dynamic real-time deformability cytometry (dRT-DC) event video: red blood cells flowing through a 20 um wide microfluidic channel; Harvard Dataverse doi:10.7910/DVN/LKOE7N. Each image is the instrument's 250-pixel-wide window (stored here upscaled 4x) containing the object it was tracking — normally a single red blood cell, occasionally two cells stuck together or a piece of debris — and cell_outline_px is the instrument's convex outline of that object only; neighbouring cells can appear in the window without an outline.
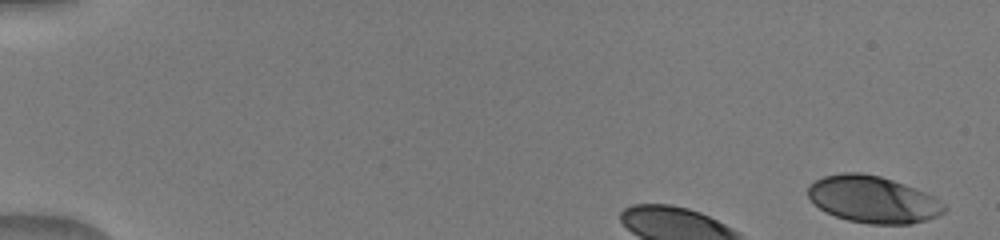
{"species": "human", "species_latin": "Homo sapiens", "temperature_condition": "warm", "stored_images_in_passage": 8, "camera_frame_rate_fps": 3000, "um_per_image_px": 0.085, "donor": {"sex": "male"}, "frame": {"image": 1, "passage_image": 1, "time_ms": 0.0, "image_size_px": [1000, 240], "cell_outline_px": [[948, 208], [944, 212], [928, 220], [908, 224], [868, 224], [848, 220], [824, 212], [808, 196], [808, 184], [824, 176], [844, 172], [860, 172], [880, 176], [904, 184], [924, 192], [940, 200]], "centroid_in_image_um": [74.2, 16.96], "position_along_channel_um": 10.8, "area_um2": 37.17}}